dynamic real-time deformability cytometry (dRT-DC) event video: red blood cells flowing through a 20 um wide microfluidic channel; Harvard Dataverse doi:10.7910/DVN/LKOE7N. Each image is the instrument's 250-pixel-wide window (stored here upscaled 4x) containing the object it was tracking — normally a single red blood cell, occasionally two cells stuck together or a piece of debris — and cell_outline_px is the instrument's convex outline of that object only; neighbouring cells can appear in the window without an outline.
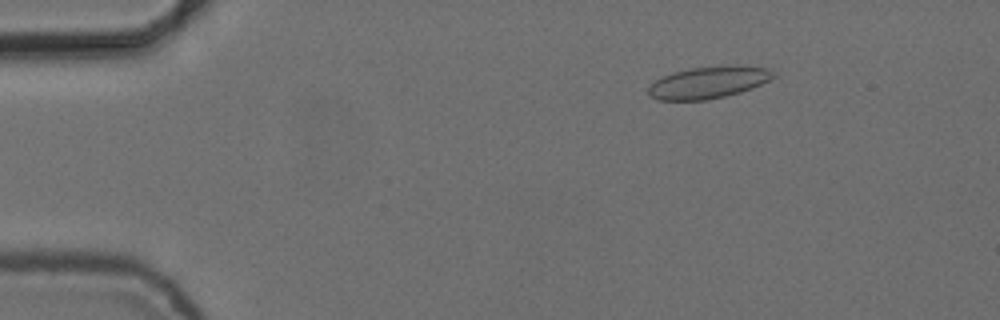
{"species": "common noctule bat (a hibernating species)", "species_latin": "Nyctalus noctula", "temperature_condition": "cold", "stored_images_in_passage": 56, "camera_frame_rate_fps": 3000, "um_per_image_px": 0.085, "animal": {"sex": "female", "body_mass_g": 24.6, "forearm_length_mm": 56.2}, "frame": {"image": 1, "passage_image": 9, "time_ms": 2.667, "image_size_px": [1000, 320], "cell_outline_px": [[776, 76], [752, 88], [740, 92], [724, 96], [704, 100], [660, 100], [648, 96], [648, 88], [656, 80], [672, 72], [688, 68], [736, 64], [768, 68], [776, 72]], "centroid_in_image_um": [60.24, 6.98], "position_along_channel_um": 24.8, "area_um2": 23.41}}
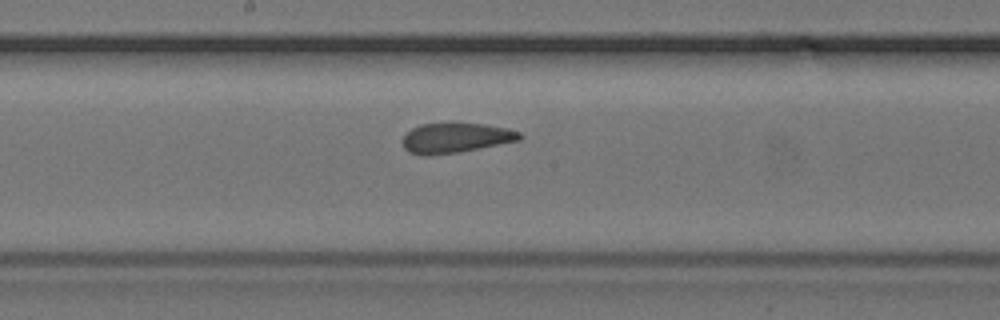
{"frame": {"image": 2, "passage_image": 30, "time_ms": 9.667, "image_size_px": [1000, 320], "cell_outline_px": [[524, 136], [520, 140], [460, 152], [428, 156], [424, 156], [408, 152], [404, 148], [400, 140], [412, 128], [420, 124], [448, 120], [452, 120], [484, 124], [508, 128], [520, 132]], "centroid_in_image_um": [38.7, 11.68], "position_along_channel_um": 209.5, "area_um2": 21.44}}
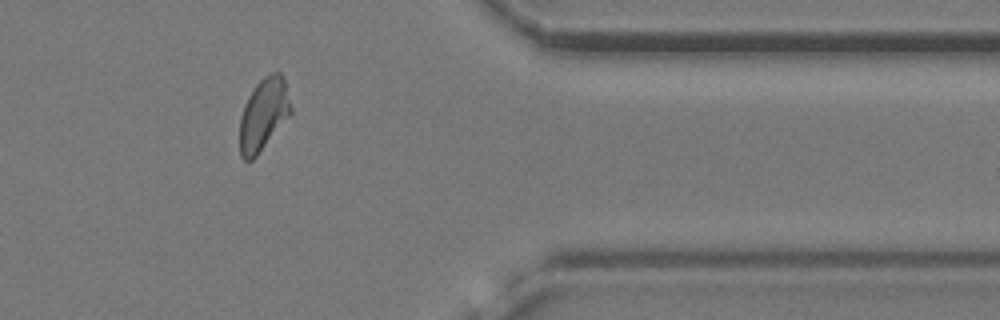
{"frame": {"image": 3, "passage_image": 46, "time_ms": 15.0, "image_size_px": [1000, 320], "cell_outline_px": [[292, 112], [256, 156], [252, 160], [244, 160], [240, 156], [240, 116], [244, 104], [248, 96], [256, 84], [264, 76], [272, 72], [280, 72], [284, 80], [292, 108]], "centroid_in_image_um": [22.38, 9.71], "position_along_channel_um": 389.0, "area_um2": 21.27}, "authors_computed_cell_mechanics": {"area_um2": 21.5594, "velocity_mm_per_s": 3.7215, "shape_relaxation_time_tau1_ms": null, "shape_relaxation_time_tau2_ms": 1.9143, "deformation_change_tau1": null, "deformation_change_tau2": 0.0658}}